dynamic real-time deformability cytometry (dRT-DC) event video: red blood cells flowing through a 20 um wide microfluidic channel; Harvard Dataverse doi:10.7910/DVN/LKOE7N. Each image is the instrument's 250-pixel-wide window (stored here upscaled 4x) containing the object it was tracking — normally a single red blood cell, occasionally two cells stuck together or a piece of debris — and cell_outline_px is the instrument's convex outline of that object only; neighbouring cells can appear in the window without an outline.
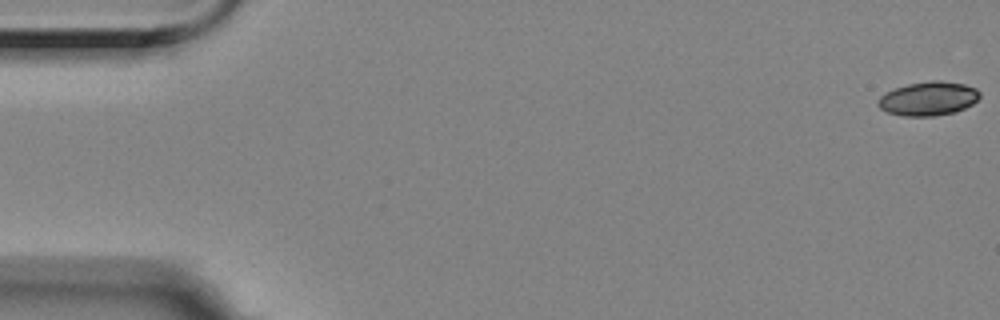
{"species": "Egyptian fruit bat (a non-hibernating species)", "species_latin": "Rousettus aegyptiacus", "temperature_condition": "room temperature", "stored_images_in_passage": 57, "camera_frame_rate_fps": 3000, "um_per_image_px": 0.085, "animal": {"sex": "female"}, "frame": {"image": 1, "passage_image": 1, "time_ms": 0.0, "image_size_px": [1000, 320], "cell_outline_px": [[980, 96], [972, 104], [956, 112], [936, 116], [904, 116], [888, 112], [880, 108], [876, 104], [876, 100], [884, 92], [908, 84], [932, 80], [940, 80], [964, 84], [976, 88], [980, 92]], "centroid_in_image_um": [78.89, 8.38], "position_along_channel_um": 6.1, "area_um2": 20.23}}
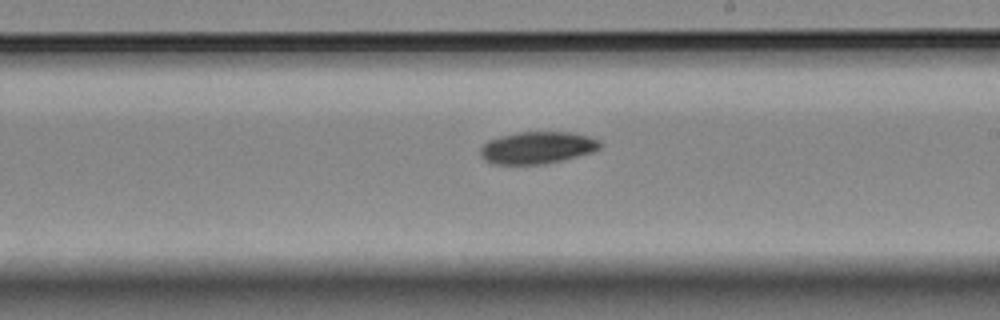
{"frame": {"image": 2, "passage_image": 33, "time_ms": 10.667, "image_size_px": [1000, 320], "cell_outline_px": [[600, 148], [592, 152], [544, 164], [492, 164], [484, 160], [480, 156], [480, 148], [488, 140], [500, 136], [516, 132], [572, 132], [588, 136], [600, 140]], "centroid_in_image_um": [45.63, 12.55], "position_along_channel_um": 243.4, "area_um2": 22.37}}
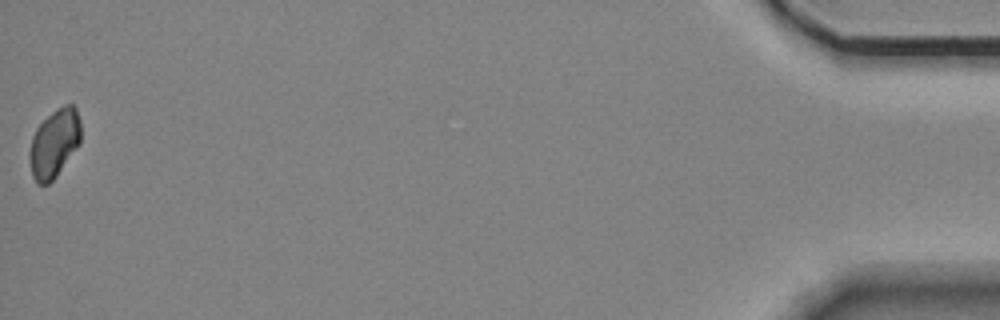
{"frame": {"image": 3, "passage_image": 57, "time_ms": 18.667, "image_size_px": [1000, 320], "cell_outline_px": [[80, 144], [56, 176], [48, 184], [36, 184], [32, 176], [32, 136], [36, 128], [52, 112], [64, 104], [72, 104], [76, 108], [80, 120]], "centroid_in_image_um": [4.66, 12.16], "position_along_channel_um": 430.5, "area_um2": 19.88}, "authors_computed_cell_mechanics": {"area_um2": 21.386, "velocity_mm_per_s": 3.5341, "shape_relaxation_time_tau1_ms": 4.9603, "shape_relaxation_time_tau2_ms": null, "deformation_change_tau1": 0.09, "deformation_change_tau2": null}}